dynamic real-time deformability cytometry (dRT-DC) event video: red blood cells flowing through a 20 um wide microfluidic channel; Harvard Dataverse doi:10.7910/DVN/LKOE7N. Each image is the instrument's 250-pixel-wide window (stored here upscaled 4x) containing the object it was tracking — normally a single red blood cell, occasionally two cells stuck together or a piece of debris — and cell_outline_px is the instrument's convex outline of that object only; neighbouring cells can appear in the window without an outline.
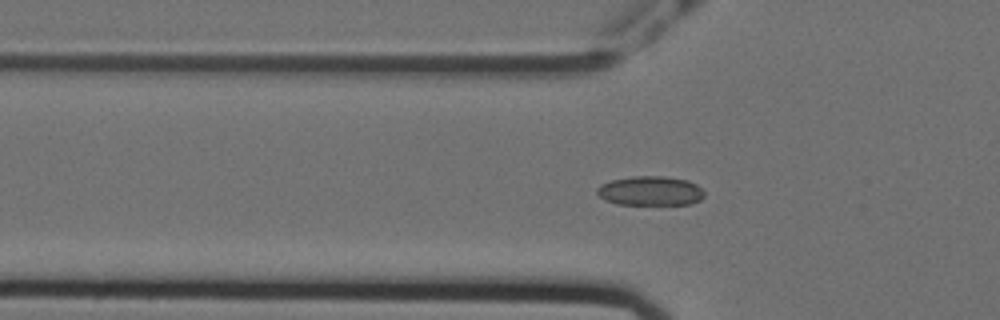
{"species": "Egyptian fruit bat (a non-hibernating species)", "species_latin": "Rousettus aegyptiacus", "temperature_condition": "cold", "stored_images_in_passage": 46, "segment_of_instrument_passage": [1, 2], "camera_frame_rate_fps": 3000, "um_per_image_px": 0.085, "animal": {"sex": "female"}, "frame": {"image": 1, "passage_image": 7, "time_ms": 2.0, "image_size_px": [1000, 320], "cell_outline_px": [[704, 196], [700, 200], [692, 204], [616, 204], [604, 200], [596, 192], [596, 188], [600, 184], [612, 180], [632, 176], [664, 176], [688, 180], [696, 184], [704, 192]], "centroid_in_image_um": [55.27, 16.22], "position_along_channel_um": 70.5, "area_um2": 18.44}}
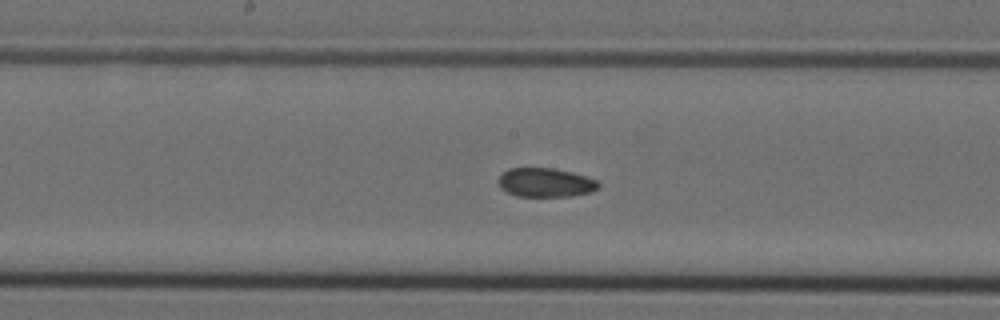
{"frame": {"image": 2, "passage_image": 18, "time_ms": 5.667, "image_size_px": [1000, 320], "cell_outline_px": [[600, 188], [592, 192], [572, 196], [516, 196], [500, 188], [496, 180], [508, 168], [552, 168], [572, 172], [596, 180], [600, 184]], "centroid_in_image_um": [46.36, 15.52], "position_along_channel_um": 201.8, "area_um2": 16.99}}
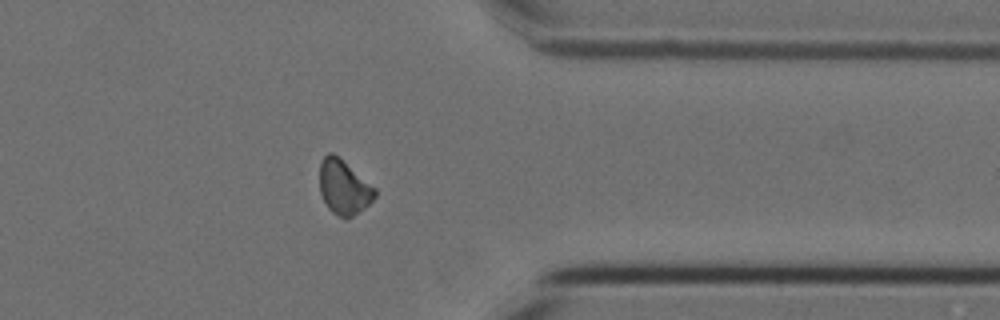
{"frame": {"image": 3, "passage_image": 34, "time_ms": 11.0, "image_size_px": [1000, 320], "cell_outline_px": [[376, 196], [364, 208], [352, 216], [344, 220], [336, 216], [328, 208], [320, 192], [320, 164], [324, 156], [328, 152], [332, 152], [376, 188]], "centroid_in_image_um": [29.21, 15.94], "position_along_channel_um": 382.2, "area_um2": 17.4}}